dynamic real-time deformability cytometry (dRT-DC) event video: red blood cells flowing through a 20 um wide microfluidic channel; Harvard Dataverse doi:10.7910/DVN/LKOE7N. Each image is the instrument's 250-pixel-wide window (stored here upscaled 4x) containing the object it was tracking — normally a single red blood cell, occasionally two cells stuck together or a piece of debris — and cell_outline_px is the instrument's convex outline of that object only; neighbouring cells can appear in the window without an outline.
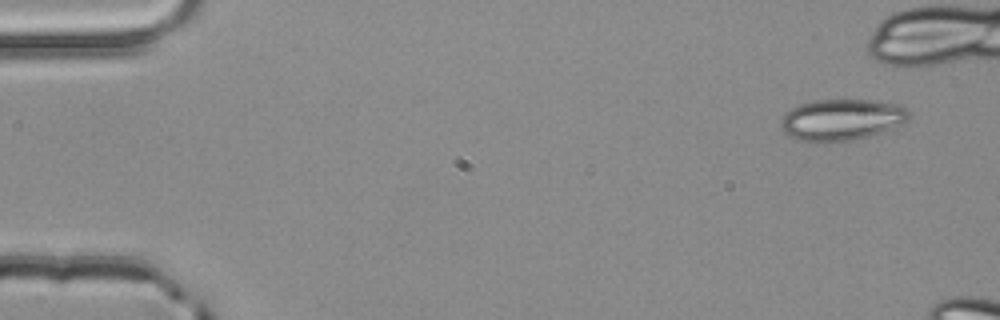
{"species": "common noctule bat (a hibernating species)", "species_latin": "Nyctalus noctula", "temperature_condition": "room temperature", "stored_images_in_passage": 5, "camera_frame_rate_fps": 3000, "um_per_image_px": 0.085, "animal": {"sex": "male", "body_mass_g": 20.4}, "frame": {"image": 1, "passage_image": 1, "time_ms": 0.0, "image_size_px": [1000, 320], "cell_outline_px": [[912, 112], [908, 120], [900, 124], [880, 132], [868, 136], [852, 140], [824, 144], [820, 144], [796, 140], [788, 136], [780, 128], [780, 120], [792, 108], [800, 104], [812, 100], [872, 100], [896, 104]], "centroid_in_image_um": [71.48, 10.2], "position_along_channel_um": 13.5, "area_um2": 31.21}}